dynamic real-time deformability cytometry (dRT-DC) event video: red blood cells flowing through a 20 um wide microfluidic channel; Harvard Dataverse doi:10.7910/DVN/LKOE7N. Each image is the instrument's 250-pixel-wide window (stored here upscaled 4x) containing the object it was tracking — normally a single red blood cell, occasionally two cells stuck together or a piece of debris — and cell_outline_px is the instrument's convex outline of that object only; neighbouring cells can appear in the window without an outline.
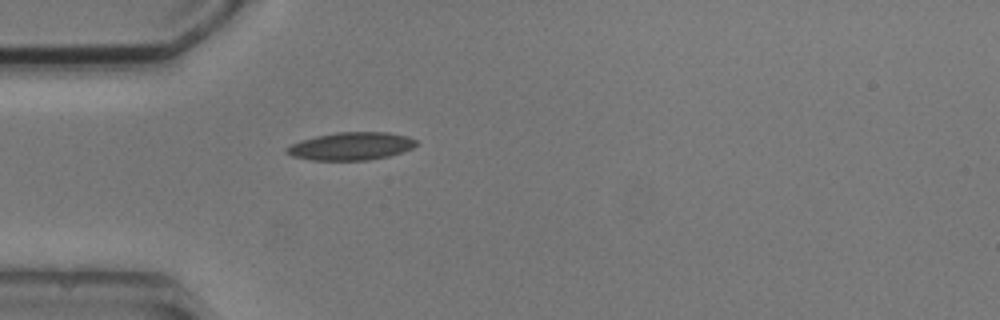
{"species": "common noctule bat (a hibernating species)", "species_latin": "Nyctalus noctula", "temperature_condition": "cold", "stored_images_in_passage": 1, "camera_frame_rate_fps": 3000, "um_per_image_px": 0.085, "animal": {"sex": "male", "body_mass_g": 20.5, "forearm_length_mm": 52.5}, "frame": {"image": 1, "passage_image": 1, "time_ms": 0.0, "image_size_px": [1000, 320], "cell_outline_px": [[420, 144], [412, 148], [388, 156], [368, 160], [312, 160], [292, 156], [284, 152], [284, 148], [300, 140], [316, 136], [336, 132], [388, 132], [408, 136], [416, 140]], "centroid_in_image_um": [29.83, 12.42], "position_along_channel_um": 55.2, "area_um2": 21.1}}